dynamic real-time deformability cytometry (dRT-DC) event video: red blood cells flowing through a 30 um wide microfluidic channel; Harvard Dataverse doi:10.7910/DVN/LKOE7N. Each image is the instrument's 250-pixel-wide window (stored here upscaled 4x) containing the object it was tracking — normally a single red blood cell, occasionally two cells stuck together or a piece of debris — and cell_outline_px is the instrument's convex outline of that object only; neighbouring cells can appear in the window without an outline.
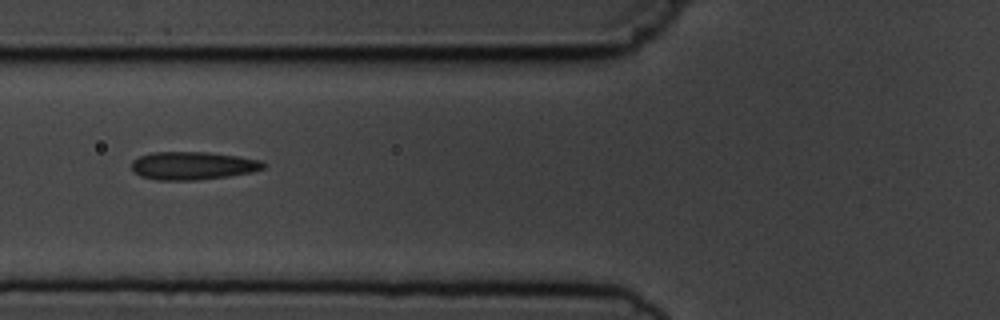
{"species": "common noctule bat (a hibernating species)", "species_latin": "Nyctalus noctula", "temperature_condition": "cold", "stored_images_in_passage": 12, "camera_frame_rate_fps": 3000, "um_per_image_px": 0.085, "animal": {"sex": "male", "body_mass_g": 19.5, "forearm_length_mm": 54.6}, "frame": {"image": 1, "passage_image": 7, "time_ms": 8.0, "image_size_px": [1000, 320], "cell_outline_px": [[268, 164], [264, 168], [252, 172], [228, 176], [196, 180], [156, 180], [140, 176], [132, 172], [132, 160], [140, 156], [152, 152], [208, 152], [236, 156], [260, 160]], "centroid_in_image_um": [16.37, 14.08], "position_along_channel_um": 109.4, "area_um2": 21.62}}
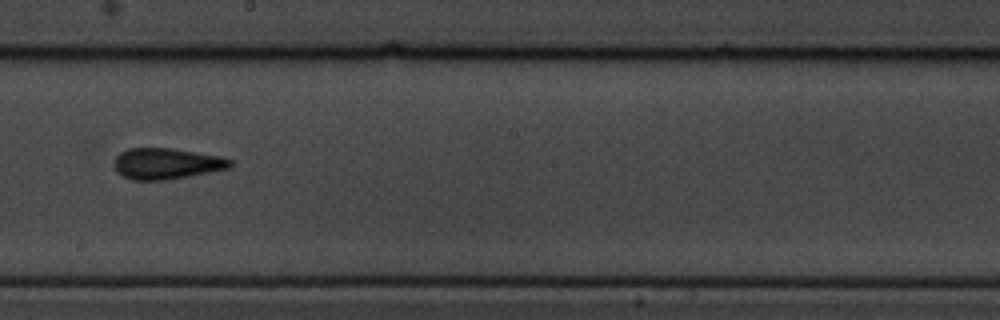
{"frame": {"image": 2, "passage_image": 10, "time_ms": 11.333, "image_size_px": [1000, 320], "cell_outline_px": [[232, 164], [228, 168], [188, 176], [164, 180], [132, 180], [116, 172], [116, 156], [120, 152], [128, 148], [172, 148], [220, 156], [232, 160]], "centroid_in_image_um": [14.14, 13.9], "position_along_channel_um": 234.1, "area_um2": 20.75}}
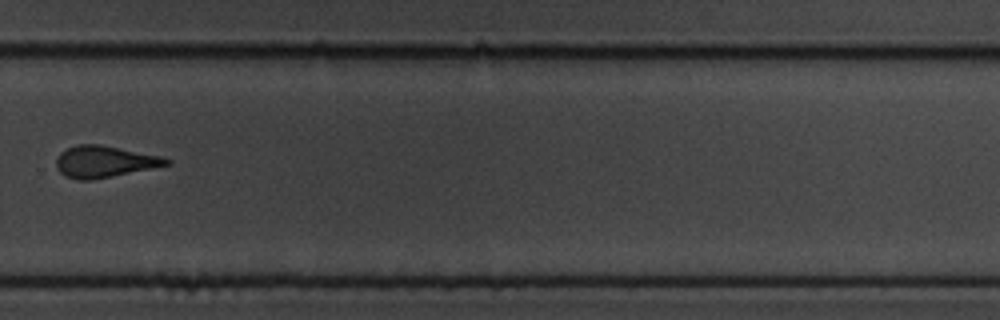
{"frame": {"image": 3, "passage_image": 12, "time_ms": 13.667, "image_size_px": [1000, 320], "cell_outline_px": [[172, 164], [92, 180], [76, 180], [64, 176], [56, 168], [56, 160], [60, 152], [76, 144], [100, 144], [160, 156], [172, 160]], "centroid_in_image_um": [8.85, 13.74], "position_along_channel_um": 321.0, "area_um2": 20.29}}